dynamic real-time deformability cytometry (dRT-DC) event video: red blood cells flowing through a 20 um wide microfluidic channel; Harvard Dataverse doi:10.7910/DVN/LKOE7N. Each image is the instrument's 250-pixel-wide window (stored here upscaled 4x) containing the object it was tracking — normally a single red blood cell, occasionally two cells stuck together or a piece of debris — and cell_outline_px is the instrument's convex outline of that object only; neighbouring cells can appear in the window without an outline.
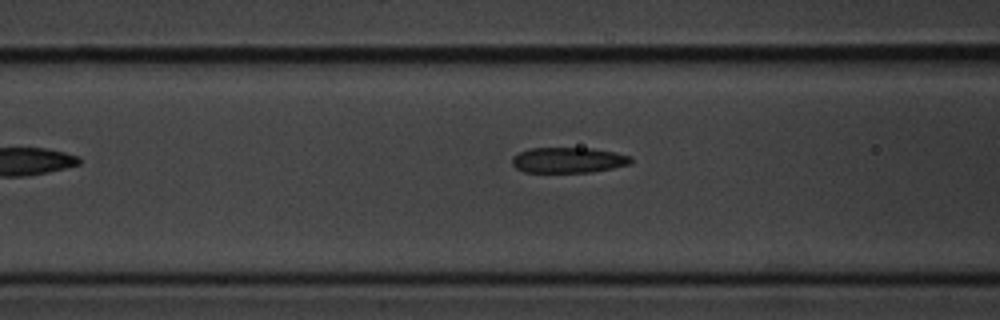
{"species": "common noctule bat (a hibernating species)", "species_latin": "Nyctalus noctula", "temperature_condition": "cold", "stored_images_in_passage": 7, "camera_frame_rate_fps": 3000, "um_per_image_px": 0.085, "animal": {"sex": "male", "body_mass_g": 20.1, "forearm_length_mm": 53.5}, "frame": {"image": 1, "passage_image": 7, "time_ms": 2.0, "image_size_px": [1000, 320], "cell_outline_px": [[632, 164], [592, 172], [524, 172], [516, 168], [512, 164], [512, 156], [528, 148], [592, 148], [616, 152], [632, 156]], "centroid_in_image_um": [48.33, 13.6], "position_along_channel_um": 118.3, "area_um2": 17.86}}